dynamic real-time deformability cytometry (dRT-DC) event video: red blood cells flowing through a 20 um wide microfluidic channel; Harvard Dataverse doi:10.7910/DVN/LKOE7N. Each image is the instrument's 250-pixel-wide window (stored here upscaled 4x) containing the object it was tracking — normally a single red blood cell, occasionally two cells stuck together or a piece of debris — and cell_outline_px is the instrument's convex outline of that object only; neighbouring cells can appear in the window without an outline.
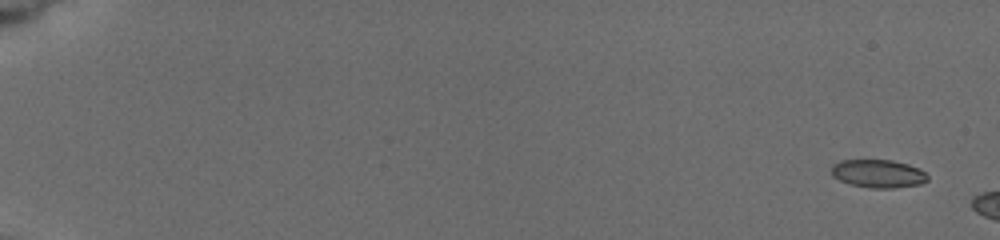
{"species": "common noctule bat (a hibernating species)", "species_latin": "Nyctalus noctula", "temperature_condition": "cold", "stored_images_in_passage": 13, "camera_frame_rate_fps": 3000, "um_per_image_px": 0.085, "animal": {"sex": "female", "body_mass_g": 19.5, "forearm_length_mm": 54.1}, "frame": {"image": 1, "passage_image": 1, "time_ms": 0.0, "image_size_px": [1000, 240], "cell_outline_px": [[928, 180], [920, 184], [892, 188], [872, 188], [852, 184], [840, 180], [832, 176], [832, 164], [840, 160], [892, 160], [908, 164], [920, 168], [928, 176]], "centroid_in_image_um": [74.65, 14.75], "position_along_channel_um": 10.3, "area_um2": 15.72}}